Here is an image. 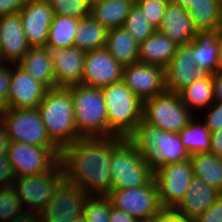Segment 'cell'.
I'll use <instances>...</instances> for the list:
<instances>
[{
  "label": "cell",
  "mask_w": 222,
  "mask_h": 222,
  "mask_svg": "<svg viewBox=\"0 0 222 222\" xmlns=\"http://www.w3.org/2000/svg\"><path fill=\"white\" fill-rule=\"evenodd\" d=\"M24 211L13 184L0 187V220L10 221Z\"/></svg>",
  "instance_id": "36"
},
{
  "label": "cell",
  "mask_w": 222,
  "mask_h": 222,
  "mask_svg": "<svg viewBox=\"0 0 222 222\" xmlns=\"http://www.w3.org/2000/svg\"><path fill=\"white\" fill-rule=\"evenodd\" d=\"M47 88L18 64H11V82L5 109H34L44 99Z\"/></svg>",
  "instance_id": "16"
},
{
  "label": "cell",
  "mask_w": 222,
  "mask_h": 222,
  "mask_svg": "<svg viewBox=\"0 0 222 222\" xmlns=\"http://www.w3.org/2000/svg\"><path fill=\"white\" fill-rule=\"evenodd\" d=\"M139 45L124 27L110 29L105 49L123 67L138 62Z\"/></svg>",
  "instance_id": "28"
},
{
  "label": "cell",
  "mask_w": 222,
  "mask_h": 222,
  "mask_svg": "<svg viewBox=\"0 0 222 222\" xmlns=\"http://www.w3.org/2000/svg\"><path fill=\"white\" fill-rule=\"evenodd\" d=\"M67 88L73 100L78 134L81 137H108L107 108L101 88L82 84Z\"/></svg>",
  "instance_id": "6"
},
{
  "label": "cell",
  "mask_w": 222,
  "mask_h": 222,
  "mask_svg": "<svg viewBox=\"0 0 222 222\" xmlns=\"http://www.w3.org/2000/svg\"><path fill=\"white\" fill-rule=\"evenodd\" d=\"M15 174L7 155L0 157V187L13 184Z\"/></svg>",
  "instance_id": "42"
},
{
  "label": "cell",
  "mask_w": 222,
  "mask_h": 222,
  "mask_svg": "<svg viewBox=\"0 0 222 222\" xmlns=\"http://www.w3.org/2000/svg\"><path fill=\"white\" fill-rule=\"evenodd\" d=\"M123 27L138 44L145 41L155 31L135 4L129 11Z\"/></svg>",
  "instance_id": "35"
},
{
  "label": "cell",
  "mask_w": 222,
  "mask_h": 222,
  "mask_svg": "<svg viewBox=\"0 0 222 222\" xmlns=\"http://www.w3.org/2000/svg\"><path fill=\"white\" fill-rule=\"evenodd\" d=\"M205 114V121H202L205 126L214 132L222 128V102L214 101L207 109Z\"/></svg>",
  "instance_id": "39"
},
{
  "label": "cell",
  "mask_w": 222,
  "mask_h": 222,
  "mask_svg": "<svg viewBox=\"0 0 222 222\" xmlns=\"http://www.w3.org/2000/svg\"><path fill=\"white\" fill-rule=\"evenodd\" d=\"M210 153L222 158V128L211 132V149Z\"/></svg>",
  "instance_id": "46"
},
{
  "label": "cell",
  "mask_w": 222,
  "mask_h": 222,
  "mask_svg": "<svg viewBox=\"0 0 222 222\" xmlns=\"http://www.w3.org/2000/svg\"><path fill=\"white\" fill-rule=\"evenodd\" d=\"M37 109L48 137L60 150L81 138L75 124L73 100L67 87L47 89Z\"/></svg>",
  "instance_id": "2"
},
{
  "label": "cell",
  "mask_w": 222,
  "mask_h": 222,
  "mask_svg": "<svg viewBox=\"0 0 222 222\" xmlns=\"http://www.w3.org/2000/svg\"><path fill=\"white\" fill-rule=\"evenodd\" d=\"M9 65L7 62L0 61V110L4 109L7 104L11 82V65Z\"/></svg>",
  "instance_id": "40"
},
{
  "label": "cell",
  "mask_w": 222,
  "mask_h": 222,
  "mask_svg": "<svg viewBox=\"0 0 222 222\" xmlns=\"http://www.w3.org/2000/svg\"><path fill=\"white\" fill-rule=\"evenodd\" d=\"M17 64L47 89L56 88L53 64L47 48H30Z\"/></svg>",
  "instance_id": "26"
},
{
  "label": "cell",
  "mask_w": 222,
  "mask_h": 222,
  "mask_svg": "<svg viewBox=\"0 0 222 222\" xmlns=\"http://www.w3.org/2000/svg\"><path fill=\"white\" fill-rule=\"evenodd\" d=\"M74 46L82 51L104 48L109 30L91 16L79 20Z\"/></svg>",
  "instance_id": "31"
},
{
  "label": "cell",
  "mask_w": 222,
  "mask_h": 222,
  "mask_svg": "<svg viewBox=\"0 0 222 222\" xmlns=\"http://www.w3.org/2000/svg\"><path fill=\"white\" fill-rule=\"evenodd\" d=\"M126 139L148 158L153 170L190 158L178 133L164 131L143 120Z\"/></svg>",
  "instance_id": "3"
},
{
  "label": "cell",
  "mask_w": 222,
  "mask_h": 222,
  "mask_svg": "<svg viewBox=\"0 0 222 222\" xmlns=\"http://www.w3.org/2000/svg\"><path fill=\"white\" fill-rule=\"evenodd\" d=\"M88 196L77 184L65 179L39 213L40 222H72L83 216L85 199Z\"/></svg>",
  "instance_id": "13"
},
{
  "label": "cell",
  "mask_w": 222,
  "mask_h": 222,
  "mask_svg": "<svg viewBox=\"0 0 222 222\" xmlns=\"http://www.w3.org/2000/svg\"><path fill=\"white\" fill-rule=\"evenodd\" d=\"M193 174L222 194V158L212 153L190 155Z\"/></svg>",
  "instance_id": "30"
},
{
  "label": "cell",
  "mask_w": 222,
  "mask_h": 222,
  "mask_svg": "<svg viewBox=\"0 0 222 222\" xmlns=\"http://www.w3.org/2000/svg\"><path fill=\"white\" fill-rule=\"evenodd\" d=\"M64 180L65 174L59 162L52 170L45 173L15 177L13 185L24 211L39 214Z\"/></svg>",
  "instance_id": "8"
},
{
  "label": "cell",
  "mask_w": 222,
  "mask_h": 222,
  "mask_svg": "<svg viewBox=\"0 0 222 222\" xmlns=\"http://www.w3.org/2000/svg\"><path fill=\"white\" fill-rule=\"evenodd\" d=\"M194 222H222V194L207 211L194 219Z\"/></svg>",
  "instance_id": "41"
},
{
  "label": "cell",
  "mask_w": 222,
  "mask_h": 222,
  "mask_svg": "<svg viewBox=\"0 0 222 222\" xmlns=\"http://www.w3.org/2000/svg\"><path fill=\"white\" fill-rule=\"evenodd\" d=\"M110 173V191L146 185L154 177L148 158L126 138L116 136H112Z\"/></svg>",
  "instance_id": "4"
},
{
  "label": "cell",
  "mask_w": 222,
  "mask_h": 222,
  "mask_svg": "<svg viewBox=\"0 0 222 222\" xmlns=\"http://www.w3.org/2000/svg\"><path fill=\"white\" fill-rule=\"evenodd\" d=\"M107 196L114 207L123 210L140 222H151L163 209L154 177L146 185L110 191Z\"/></svg>",
  "instance_id": "10"
},
{
  "label": "cell",
  "mask_w": 222,
  "mask_h": 222,
  "mask_svg": "<svg viewBox=\"0 0 222 222\" xmlns=\"http://www.w3.org/2000/svg\"><path fill=\"white\" fill-rule=\"evenodd\" d=\"M216 35L220 38V40H221V45H222V24H221L220 27L218 28V31H217Z\"/></svg>",
  "instance_id": "51"
},
{
  "label": "cell",
  "mask_w": 222,
  "mask_h": 222,
  "mask_svg": "<svg viewBox=\"0 0 222 222\" xmlns=\"http://www.w3.org/2000/svg\"><path fill=\"white\" fill-rule=\"evenodd\" d=\"M112 136L81 137L60 153L65 179L88 195L107 196L111 190Z\"/></svg>",
  "instance_id": "1"
},
{
  "label": "cell",
  "mask_w": 222,
  "mask_h": 222,
  "mask_svg": "<svg viewBox=\"0 0 222 222\" xmlns=\"http://www.w3.org/2000/svg\"><path fill=\"white\" fill-rule=\"evenodd\" d=\"M79 20L68 16H54L49 27L45 47L67 48L74 46Z\"/></svg>",
  "instance_id": "33"
},
{
  "label": "cell",
  "mask_w": 222,
  "mask_h": 222,
  "mask_svg": "<svg viewBox=\"0 0 222 222\" xmlns=\"http://www.w3.org/2000/svg\"><path fill=\"white\" fill-rule=\"evenodd\" d=\"M158 31L168 36L177 45L189 44L201 35L186 9L171 2L166 6Z\"/></svg>",
  "instance_id": "21"
},
{
  "label": "cell",
  "mask_w": 222,
  "mask_h": 222,
  "mask_svg": "<svg viewBox=\"0 0 222 222\" xmlns=\"http://www.w3.org/2000/svg\"><path fill=\"white\" fill-rule=\"evenodd\" d=\"M191 57L197 67L214 74L222 69V45L216 34H201L191 42Z\"/></svg>",
  "instance_id": "23"
},
{
  "label": "cell",
  "mask_w": 222,
  "mask_h": 222,
  "mask_svg": "<svg viewBox=\"0 0 222 222\" xmlns=\"http://www.w3.org/2000/svg\"><path fill=\"white\" fill-rule=\"evenodd\" d=\"M28 0H0V17L18 13Z\"/></svg>",
  "instance_id": "44"
},
{
  "label": "cell",
  "mask_w": 222,
  "mask_h": 222,
  "mask_svg": "<svg viewBox=\"0 0 222 222\" xmlns=\"http://www.w3.org/2000/svg\"><path fill=\"white\" fill-rule=\"evenodd\" d=\"M134 4L130 0H97L91 3L90 16L108 30L123 27Z\"/></svg>",
  "instance_id": "27"
},
{
  "label": "cell",
  "mask_w": 222,
  "mask_h": 222,
  "mask_svg": "<svg viewBox=\"0 0 222 222\" xmlns=\"http://www.w3.org/2000/svg\"><path fill=\"white\" fill-rule=\"evenodd\" d=\"M182 103L194 114L207 109L214 102L213 74L206 73L179 92ZM193 109V110H192Z\"/></svg>",
  "instance_id": "29"
},
{
  "label": "cell",
  "mask_w": 222,
  "mask_h": 222,
  "mask_svg": "<svg viewBox=\"0 0 222 222\" xmlns=\"http://www.w3.org/2000/svg\"><path fill=\"white\" fill-rule=\"evenodd\" d=\"M18 13L29 46L45 47L54 17L52 6L42 0H28Z\"/></svg>",
  "instance_id": "17"
},
{
  "label": "cell",
  "mask_w": 222,
  "mask_h": 222,
  "mask_svg": "<svg viewBox=\"0 0 222 222\" xmlns=\"http://www.w3.org/2000/svg\"><path fill=\"white\" fill-rule=\"evenodd\" d=\"M6 222H40V216L38 213L23 211L19 215Z\"/></svg>",
  "instance_id": "48"
},
{
  "label": "cell",
  "mask_w": 222,
  "mask_h": 222,
  "mask_svg": "<svg viewBox=\"0 0 222 222\" xmlns=\"http://www.w3.org/2000/svg\"><path fill=\"white\" fill-rule=\"evenodd\" d=\"M178 45L168 36L155 30L139 45L138 62L165 68L174 57Z\"/></svg>",
  "instance_id": "24"
},
{
  "label": "cell",
  "mask_w": 222,
  "mask_h": 222,
  "mask_svg": "<svg viewBox=\"0 0 222 222\" xmlns=\"http://www.w3.org/2000/svg\"><path fill=\"white\" fill-rule=\"evenodd\" d=\"M193 176L190 158L154 169V179L163 209H174L180 203Z\"/></svg>",
  "instance_id": "12"
},
{
  "label": "cell",
  "mask_w": 222,
  "mask_h": 222,
  "mask_svg": "<svg viewBox=\"0 0 222 222\" xmlns=\"http://www.w3.org/2000/svg\"><path fill=\"white\" fill-rule=\"evenodd\" d=\"M206 74L191 57V42L178 45L176 53L165 67V86L169 92L179 93L186 86Z\"/></svg>",
  "instance_id": "18"
},
{
  "label": "cell",
  "mask_w": 222,
  "mask_h": 222,
  "mask_svg": "<svg viewBox=\"0 0 222 222\" xmlns=\"http://www.w3.org/2000/svg\"><path fill=\"white\" fill-rule=\"evenodd\" d=\"M30 48L19 13L1 16L0 61L17 64Z\"/></svg>",
  "instance_id": "20"
},
{
  "label": "cell",
  "mask_w": 222,
  "mask_h": 222,
  "mask_svg": "<svg viewBox=\"0 0 222 222\" xmlns=\"http://www.w3.org/2000/svg\"><path fill=\"white\" fill-rule=\"evenodd\" d=\"M58 147L31 146L20 142H10L7 157L13 167L15 177L30 176L52 170L60 162Z\"/></svg>",
  "instance_id": "11"
},
{
  "label": "cell",
  "mask_w": 222,
  "mask_h": 222,
  "mask_svg": "<svg viewBox=\"0 0 222 222\" xmlns=\"http://www.w3.org/2000/svg\"><path fill=\"white\" fill-rule=\"evenodd\" d=\"M52 8L54 16L82 19L90 16L91 2L89 0H57Z\"/></svg>",
  "instance_id": "37"
},
{
  "label": "cell",
  "mask_w": 222,
  "mask_h": 222,
  "mask_svg": "<svg viewBox=\"0 0 222 222\" xmlns=\"http://www.w3.org/2000/svg\"><path fill=\"white\" fill-rule=\"evenodd\" d=\"M0 122L5 127L10 142L40 147H57L48 137L37 108L1 109Z\"/></svg>",
  "instance_id": "9"
},
{
  "label": "cell",
  "mask_w": 222,
  "mask_h": 222,
  "mask_svg": "<svg viewBox=\"0 0 222 222\" xmlns=\"http://www.w3.org/2000/svg\"><path fill=\"white\" fill-rule=\"evenodd\" d=\"M130 1H132L133 3H136V2L139 1V0H130Z\"/></svg>",
  "instance_id": "54"
},
{
  "label": "cell",
  "mask_w": 222,
  "mask_h": 222,
  "mask_svg": "<svg viewBox=\"0 0 222 222\" xmlns=\"http://www.w3.org/2000/svg\"><path fill=\"white\" fill-rule=\"evenodd\" d=\"M193 117L178 135L189 155L210 153L211 132L202 121Z\"/></svg>",
  "instance_id": "32"
},
{
  "label": "cell",
  "mask_w": 222,
  "mask_h": 222,
  "mask_svg": "<svg viewBox=\"0 0 222 222\" xmlns=\"http://www.w3.org/2000/svg\"><path fill=\"white\" fill-rule=\"evenodd\" d=\"M194 116L179 93L166 90L143 102L142 120L164 131L178 133Z\"/></svg>",
  "instance_id": "7"
},
{
  "label": "cell",
  "mask_w": 222,
  "mask_h": 222,
  "mask_svg": "<svg viewBox=\"0 0 222 222\" xmlns=\"http://www.w3.org/2000/svg\"><path fill=\"white\" fill-rule=\"evenodd\" d=\"M101 90L107 108L108 137L127 138L142 120L143 102L122 80Z\"/></svg>",
  "instance_id": "5"
},
{
  "label": "cell",
  "mask_w": 222,
  "mask_h": 222,
  "mask_svg": "<svg viewBox=\"0 0 222 222\" xmlns=\"http://www.w3.org/2000/svg\"><path fill=\"white\" fill-rule=\"evenodd\" d=\"M72 222H86L83 216H79L75 218Z\"/></svg>",
  "instance_id": "52"
},
{
  "label": "cell",
  "mask_w": 222,
  "mask_h": 222,
  "mask_svg": "<svg viewBox=\"0 0 222 222\" xmlns=\"http://www.w3.org/2000/svg\"><path fill=\"white\" fill-rule=\"evenodd\" d=\"M214 101L222 102V69L213 74Z\"/></svg>",
  "instance_id": "47"
},
{
  "label": "cell",
  "mask_w": 222,
  "mask_h": 222,
  "mask_svg": "<svg viewBox=\"0 0 222 222\" xmlns=\"http://www.w3.org/2000/svg\"><path fill=\"white\" fill-rule=\"evenodd\" d=\"M111 206L108 196L89 195L85 199L83 217L86 222H109Z\"/></svg>",
  "instance_id": "34"
},
{
  "label": "cell",
  "mask_w": 222,
  "mask_h": 222,
  "mask_svg": "<svg viewBox=\"0 0 222 222\" xmlns=\"http://www.w3.org/2000/svg\"><path fill=\"white\" fill-rule=\"evenodd\" d=\"M220 195L212 186L193 176L185 196L174 210L194 220L207 211Z\"/></svg>",
  "instance_id": "22"
},
{
  "label": "cell",
  "mask_w": 222,
  "mask_h": 222,
  "mask_svg": "<svg viewBox=\"0 0 222 222\" xmlns=\"http://www.w3.org/2000/svg\"><path fill=\"white\" fill-rule=\"evenodd\" d=\"M201 34H216L222 24V0H191L185 8Z\"/></svg>",
  "instance_id": "25"
},
{
  "label": "cell",
  "mask_w": 222,
  "mask_h": 222,
  "mask_svg": "<svg viewBox=\"0 0 222 222\" xmlns=\"http://www.w3.org/2000/svg\"><path fill=\"white\" fill-rule=\"evenodd\" d=\"M168 1L178 6H181L183 8H186L189 5L191 0H168Z\"/></svg>",
  "instance_id": "50"
},
{
  "label": "cell",
  "mask_w": 222,
  "mask_h": 222,
  "mask_svg": "<svg viewBox=\"0 0 222 222\" xmlns=\"http://www.w3.org/2000/svg\"><path fill=\"white\" fill-rule=\"evenodd\" d=\"M122 81L142 101L166 91L165 68L135 62L123 67Z\"/></svg>",
  "instance_id": "14"
},
{
  "label": "cell",
  "mask_w": 222,
  "mask_h": 222,
  "mask_svg": "<svg viewBox=\"0 0 222 222\" xmlns=\"http://www.w3.org/2000/svg\"><path fill=\"white\" fill-rule=\"evenodd\" d=\"M10 140L7 131L0 122V157L7 155Z\"/></svg>",
  "instance_id": "49"
},
{
  "label": "cell",
  "mask_w": 222,
  "mask_h": 222,
  "mask_svg": "<svg viewBox=\"0 0 222 222\" xmlns=\"http://www.w3.org/2000/svg\"><path fill=\"white\" fill-rule=\"evenodd\" d=\"M168 2L167 0H139L135 5L141 10L151 27L158 30Z\"/></svg>",
  "instance_id": "38"
},
{
  "label": "cell",
  "mask_w": 222,
  "mask_h": 222,
  "mask_svg": "<svg viewBox=\"0 0 222 222\" xmlns=\"http://www.w3.org/2000/svg\"><path fill=\"white\" fill-rule=\"evenodd\" d=\"M51 58L56 87H68L82 81L85 51L76 46L67 48L45 47Z\"/></svg>",
  "instance_id": "19"
},
{
  "label": "cell",
  "mask_w": 222,
  "mask_h": 222,
  "mask_svg": "<svg viewBox=\"0 0 222 222\" xmlns=\"http://www.w3.org/2000/svg\"><path fill=\"white\" fill-rule=\"evenodd\" d=\"M151 222H194L174 209H162Z\"/></svg>",
  "instance_id": "43"
},
{
  "label": "cell",
  "mask_w": 222,
  "mask_h": 222,
  "mask_svg": "<svg viewBox=\"0 0 222 222\" xmlns=\"http://www.w3.org/2000/svg\"><path fill=\"white\" fill-rule=\"evenodd\" d=\"M109 222H140L135 217L129 215L123 210L114 207H110Z\"/></svg>",
  "instance_id": "45"
},
{
  "label": "cell",
  "mask_w": 222,
  "mask_h": 222,
  "mask_svg": "<svg viewBox=\"0 0 222 222\" xmlns=\"http://www.w3.org/2000/svg\"><path fill=\"white\" fill-rule=\"evenodd\" d=\"M123 66L104 48L87 51L80 84L102 88L122 80Z\"/></svg>",
  "instance_id": "15"
},
{
  "label": "cell",
  "mask_w": 222,
  "mask_h": 222,
  "mask_svg": "<svg viewBox=\"0 0 222 222\" xmlns=\"http://www.w3.org/2000/svg\"><path fill=\"white\" fill-rule=\"evenodd\" d=\"M46 3H48L50 6H52L55 2H57V0H42Z\"/></svg>",
  "instance_id": "53"
}]
</instances>
